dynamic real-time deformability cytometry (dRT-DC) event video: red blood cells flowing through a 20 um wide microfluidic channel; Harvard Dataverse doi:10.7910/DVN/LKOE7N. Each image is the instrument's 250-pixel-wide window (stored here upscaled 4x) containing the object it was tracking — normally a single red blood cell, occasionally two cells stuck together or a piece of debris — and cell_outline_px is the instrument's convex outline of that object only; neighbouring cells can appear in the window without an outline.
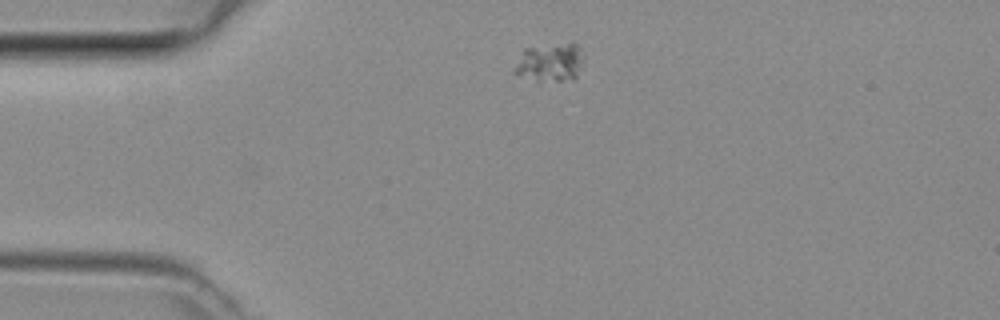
{"species": "common noctule bat (a hibernating species)", "species_latin": "Nyctalus noctula", "temperature_condition": "room temperature", "stored_images_in_passage": 2, "camera_frame_rate_fps": 3000, "um_per_image_px": 0.085, "animal": {"sex": "female", "body_mass_g": 29.2, "forearm_length_mm": 56.3}, "frame": {"image": 1, "passage_image": 1, "time_ms": 0.0, "image_size_px": [1000, 320], "cell_outline_px": [[584, 60], [576, 80], [540, 84], [512, 72], [512, 68], [524, 48], [572, 40], [580, 44], [584, 56]], "centroid_in_image_um": [46.8, 5.32], "position_along_channel_um": 38.2, "area_um2": 16.99}}